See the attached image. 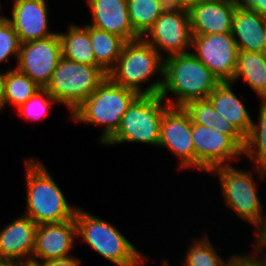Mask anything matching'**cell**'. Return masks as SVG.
<instances>
[{
  "instance_id": "6da1fadb",
  "label": "cell",
  "mask_w": 266,
  "mask_h": 266,
  "mask_svg": "<svg viewBox=\"0 0 266 266\" xmlns=\"http://www.w3.org/2000/svg\"><path fill=\"white\" fill-rule=\"evenodd\" d=\"M219 83L190 51L164 59V81L160 95L169 106L183 107L188 102L208 98ZM170 93L175 98H168Z\"/></svg>"
},
{
  "instance_id": "7a4b0ae2",
  "label": "cell",
  "mask_w": 266,
  "mask_h": 266,
  "mask_svg": "<svg viewBox=\"0 0 266 266\" xmlns=\"http://www.w3.org/2000/svg\"><path fill=\"white\" fill-rule=\"evenodd\" d=\"M27 208L24 215L37 225L61 223L75 218L78 207L68 203L43 162L25 159Z\"/></svg>"
},
{
  "instance_id": "3957f363",
  "label": "cell",
  "mask_w": 266,
  "mask_h": 266,
  "mask_svg": "<svg viewBox=\"0 0 266 266\" xmlns=\"http://www.w3.org/2000/svg\"><path fill=\"white\" fill-rule=\"evenodd\" d=\"M153 75H160L162 79L157 78L148 87L142 88L141 84L150 81ZM108 77L139 95H160L164 81V58L142 38L126 42Z\"/></svg>"
},
{
  "instance_id": "277c9868",
  "label": "cell",
  "mask_w": 266,
  "mask_h": 266,
  "mask_svg": "<svg viewBox=\"0 0 266 266\" xmlns=\"http://www.w3.org/2000/svg\"><path fill=\"white\" fill-rule=\"evenodd\" d=\"M139 94L119 86L108 76L98 88L70 114L76 122L103 127L99 141L104 144L118 129L122 116Z\"/></svg>"
},
{
  "instance_id": "5b68a950",
  "label": "cell",
  "mask_w": 266,
  "mask_h": 266,
  "mask_svg": "<svg viewBox=\"0 0 266 266\" xmlns=\"http://www.w3.org/2000/svg\"><path fill=\"white\" fill-rule=\"evenodd\" d=\"M77 238L115 266H143L148 260L116 227L78 207ZM144 255V256H143Z\"/></svg>"
},
{
  "instance_id": "8992f818",
  "label": "cell",
  "mask_w": 266,
  "mask_h": 266,
  "mask_svg": "<svg viewBox=\"0 0 266 266\" xmlns=\"http://www.w3.org/2000/svg\"><path fill=\"white\" fill-rule=\"evenodd\" d=\"M168 106L161 95H139L122 116L117 131L104 145L137 142L158 147L161 121Z\"/></svg>"
},
{
  "instance_id": "52a82bcc",
  "label": "cell",
  "mask_w": 266,
  "mask_h": 266,
  "mask_svg": "<svg viewBox=\"0 0 266 266\" xmlns=\"http://www.w3.org/2000/svg\"><path fill=\"white\" fill-rule=\"evenodd\" d=\"M107 76L99 66L61 57L45 89L59 104L65 105L71 114Z\"/></svg>"
},
{
  "instance_id": "ba28073f",
  "label": "cell",
  "mask_w": 266,
  "mask_h": 266,
  "mask_svg": "<svg viewBox=\"0 0 266 266\" xmlns=\"http://www.w3.org/2000/svg\"><path fill=\"white\" fill-rule=\"evenodd\" d=\"M209 173L217 174L226 205L241 220L255 226L263 215V206L252 171L226 165L214 168Z\"/></svg>"
},
{
  "instance_id": "9c48e42d",
  "label": "cell",
  "mask_w": 266,
  "mask_h": 266,
  "mask_svg": "<svg viewBox=\"0 0 266 266\" xmlns=\"http://www.w3.org/2000/svg\"><path fill=\"white\" fill-rule=\"evenodd\" d=\"M192 36L193 54L220 82H232L239 53L232 32Z\"/></svg>"
},
{
  "instance_id": "30bf717a",
  "label": "cell",
  "mask_w": 266,
  "mask_h": 266,
  "mask_svg": "<svg viewBox=\"0 0 266 266\" xmlns=\"http://www.w3.org/2000/svg\"><path fill=\"white\" fill-rule=\"evenodd\" d=\"M195 169L210 172L241 159L243 148L231 137L211 128L192 123ZM228 161V162H227Z\"/></svg>"
},
{
  "instance_id": "8fae6325",
  "label": "cell",
  "mask_w": 266,
  "mask_h": 266,
  "mask_svg": "<svg viewBox=\"0 0 266 266\" xmlns=\"http://www.w3.org/2000/svg\"><path fill=\"white\" fill-rule=\"evenodd\" d=\"M62 57L59 32L46 38L21 43L16 69L45 88Z\"/></svg>"
},
{
  "instance_id": "7c38bea8",
  "label": "cell",
  "mask_w": 266,
  "mask_h": 266,
  "mask_svg": "<svg viewBox=\"0 0 266 266\" xmlns=\"http://www.w3.org/2000/svg\"><path fill=\"white\" fill-rule=\"evenodd\" d=\"M192 37L189 11L186 9L178 14L162 13L142 39L165 59L190 52ZM161 50L166 52V56Z\"/></svg>"
},
{
  "instance_id": "4fadbf2b",
  "label": "cell",
  "mask_w": 266,
  "mask_h": 266,
  "mask_svg": "<svg viewBox=\"0 0 266 266\" xmlns=\"http://www.w3.org/2000/svg\"><path fill=\"white\" fill-rule=\"evenodd\" d=\"M158 146L168 149L177 156L180 168H195L192 121L183 107L168 106L165 109Z\"/></svg>"
},
{
  "instance_id": "5bb4252c",
  "label": "cell",
  "mask_w": 266,
  "mask_h": 266,
  "mask_svg": "<svg viewBox=\"0 0 266 266\" xmlns=\"http://www.w3.org/2000/svg\"><path fill=\"white\" fill-rule=\"evenodd\" d=\"M75 218L61 222L38 225L32 262L61 259L72 256L77 239Z\"/></svg>"
},
{
  "instance_id": "9a60e30c",
  "label": "cell",
  "mask_w": 266,
  "mask_h": 266,
  "mask_svg": "<svg viewBox=\"0 0 266 266\" xmlns=\"http://www.w3.org/2000/svg\"><path fill=\"white\" fill-rule=\"evenodd\" d=\"M11 17L6 19L25 43L49 37L57 32L49 30L46 0H13Z\"/></svg>"
},
{
  "instance_id": "2e32d148",
  "label": "cell",
  "mask_w": 266,
  "mask_h": 266,
  "mask_svg": "<svg viewBox=\"0 0 266 266\" xmlns=\"http://www.w3.org/2000/svg\"><path fill=\"white\" fill-rule=\"evenodd\" d=\"M37 224L26 215L18 217L0 230V260L22 264L32 262Z\"/></svg>"
},
{
  "instance_id": "e0dca14e",
  "label": "cell",
  "mask_w": 266,
  "mask_h": 266,
  "mask_svg": "<svg viewBox=\"0 0 266 266\" xmlns=\"http://www.w3.org/2000/svg\"><path fill=\"white\" fill-rule=\"evenodd\" d=\"M236 7L230 0H204L189 11L192 35H209L232 31Z\"/></svg>"
},
{
  "instance_id": "ac0fdd59",
  "label": "cell",
  "mask_w": 266,
  "mask_h": 266,
  "mask_svg": "<svg viewBox=\"0 0 266 266\" xmlns=\"http://www.w3.org/2000/svg\"><path fill=\"white\" fill-rule=\"evenodd\" d=\"M92 14L89 26L107 31L126 42L140 37L133 30L128 14L127 0H86Z\"/></svg>"
},
{
  "instance_id": "d6986e66",
  "label": "cell",
  "mask_w": 266,
  "mask_h": 266,
  "mask_svg": "<svg viewBox=\"0 0 266 266\" xmlns=\"http://www.w3.org/2000/svg\"><path fill=\"white\" fill-rule=\"evenodd\" d=\"M231 32L239 50L266 53V19L257 12L236 8Z\"/></svg>"
},
{
  "instance_id": "ffe728a7",
  "label": "cell",
  "mask_w": 266,
  "mask_h": 266,
  "mask_svg": "<svg viewBox=\"0 0 266 266\" xmlns=\"http://www.w3.org/2000/svg\"><path fill=\"white\" fill-rule=\"evenodd\" d=\"M232 82H220L208 96L215 110L246 138L251 130L252 118L244 101L236 96Z\"/></svg>"
},
{
  "instance_id": "44dd1931",
  "label": "cell",
  "mask_w": 266,
  "mask_h": 266,
  "mask_svg": "<svg viewBox=\"0 0 266 266\" xmlns=\"http://www.w3.org/2000/svg\"><path fill=\"white\" fill-rule=\"evenodd\" d=\"M183 108L188 112L192 123L211 127L231 136L244 149L246 138L215 110L208 98L188 102Z\"/></svg>"
},
{
  "instance_id": "7402d4cb",
  "label": "cell",
  "mask_w": 266,
  "mask_h": 266,
  "mask_svg": "<svg viewBox=\"0 0 266 266\" xmlns=\"http://www.w3.org/2000/svg\"><path fill=\"white\" fill-rule=\"evenodd\" d=\"M241 77L261 98L260 101H266V53L239 50L232 83Z\"/></svg>"
},
{
  "instance_id": "603a6c76",
  "label": "cell",
  "mask_w": 266,
  "mask_h": 266,
  "mask_svg": "<svg viewBox=\"0 0 266 266\" xmlns=\"http://www.w3.org/2000/svg\"><path fill=\"white\" fill-rule=\"evenodd\" d=\"M86 25V26H85ZM71 24L64 33H59L62 57L88 65H95V55L90 40V26Z\"/></svg>"
},
{
  "instance_id": "cb8c5ba5",
  "label": "cell",
  "mask_w": 266,
  "mask_h": 266,
  "mask_svg": "<svg viewBox=\"0 0 266 266\" xmlns=\"http://www.w3.org/2000/svg\"><path fill=\"white\" fill-rule=\"evenodd\" d=\"M90 40L95 55V66L109 73L117 63L126 41L112 33L90 26Z\"/></svg>"
},
{
  "instance_id": "d4e9b609",
  "label": "cell",
  "mask_w": 266,
  "mask_h": 266,
  "mask_svg": "<svg viewBox=\"0 0 266 266\" xmlns=\"http://www.w3.org/2000/svg\"><path fill=\"white\" fill-rule=\"evenodd\" d=\"M258 122H252L249 135L246 137L243 155L253 161L258 173V180L266 177V101H261Z\"/></svg>"
},
{
  "instance_id": "484cf974",
  "label": "cell",
  "mask_w": 266,
  "mask_h": 266,
  "mask_svg": "<svg viewBox=\"0 0 266 266\" xmlns=\"http://www.w3.org/2000/svg\"><path fill=\"white\" fill-rule=\"evenodd\" d=\"M40 89L29 76L16 68H9L6 72L4 107L13 104L19 108Z\"/></svg>"
},
{
  "instance_id": "4316f807",
  "label": "cell",
  "mask_w": 266,
  "mask_h": 266,
  "mask_svg": "<svg viewBox=\"0 0 266 266\" xmlns=\"http://www.w3.org/2000/svg\"><path fill=\"white\" fill-rule=\"evenodd\" d=\"M127 8L131 26L140 38L162 14L157 0H127Z\"/></svg>"
},
{
  "instance_id": "83f0119b",
  "label": "cell",
  "mask_w": 266,
  "mask_h": 266,
  "mask_svg": "<svg viewBox=\"0 0 266 266\" xmlns=\"http://www.w3.org/2000/svg\"><path fill=\"white\" fill-rule=\"evenodd\" d=\"M188 248L183 266H230L231 260L235 256H229L226 261L222 259L208 239V235L200 239L196 238Z\"/></svg>"
},
{
  "instance_id": "f1b7e54d",
  "label": "cell",
  "mask_w": 266,
  "mask_h": 266,
  "mask_svg": "<svg viewBox=\"0 0 266 266\" xmlns=\"http://www.w3.org/2000/svg\"><path fill=\"white\" fill-rule=\"evenodd\" d=\"M57 103L45 88H41L18 108V113L25 119L39 121L47 117L51 106Z\"/></svg>"
},
{
  "instance_id": "f546056e",
  "label": "cell",
  "mask_w": 266,
  "mask_h": 266,
  "mask_svg": "<svg viewBox=\"0 0 266 266\" xmlns=\"http://www.w3.org/2000/svg\"><path fill=\"white\" fill-rule=\"evenodd\" d=\"M21 42L6 16L0 15V63L8 62L15 55L18 60Z\"/></svg>"
},
{
  "instance_id": "4dcf8cb0",
  "label": "cell",
  "mask_w": 266,
  "mask_h": 266,
  "mask_svg": "<svg viewBox=\"0 0 266 266\" xmlns=\"http://www.w3.org/2000/svg\"><path fill=\"white\" fill-rule=\"evenodd\" d=\"M257 228L255 249H266V215H262L259 222L254 226Z\"/></svg>"
},
{
  "instance_id": "1f68e13d",
  "label": "cell",
  "mask_w": 266,
  "mask_h": 266,
  "mask_svg": "<svg viewBox=\"0 0 266 266\" xmlns=\"http://www.w3.org/2000/svg\"><path fill=\"white\" fill-rule=\"evenodd\" d=\"M81 261L77 257H66L61 259H53L47 261H37L35 266H80Z\"/></svg>"
},
{
  "instance_id": "d6a6232c",
  "label": "cell",
  "mask_w": 266,
  "mask_h": 266,
  "mask_svg": "<svg viewBox=\"0 0 266 266\" xmlns=\"http://www.w3.org/2000/svg\"><path fill=\"white\" fill-rule=\"evenodd\" d=\"M157 4L162 13L178 14L186 10L179 0H157Z\"/></svg>"
},
{
  "instance_id": "836d02e7",
  "label": "cell",
  "mask_w": 266,
  "mask_h": 266,
  "mask_svg": "<svg viewBox=\"0 0 266 266\" xmlns=\"http://www.w3.org/2000/svg\"><path fill=\"white\" fill-rule=\"evenodd\" d=\"M236 8L253 10L256 0H230Z\"/></svg>"
},
{
  "instance_id": "e575fe53",
  "label": "cell",
  "mask_w": 266,
  "mask_h": 266,
  "mask_svg": "<svg viewBox=\"0 0 266 266\" xmlns=\"http://www.w3.org/2000/svg\"><path fill=\"white\" fill-rule=\"evenodd\" d=\"M6 72H0V110L4 109Z\"/></svg>"
},
{
  "instance_id": "d590c367",
  "label": "cell",
  "mask_w": 266,
  "mask_h": 266,
  "mask_svg": "<svg viewBox=\"0 0 266 266\" xmlns=\"http://www.w3.org/2000/svg\"><path fill=\"white\" fill-rule=\"evenodd\" d=\"M252 251H254V254L252 256L260 263V265L266 266V249H252ZM257 254H261L262 256L260 255L258 257Z\"/></svg>"
},
{
  "instance_id": "8d00e7d4",
  "label": "cell",
  "mask_w": 266,
  "mask_h": 266,
  "mask_svg": "<svg viewBox=\"0 0 266 266\" xmlns=\"http://www.w3.org/2000/svg\"><path fill=\"white\" fill-rule=\"evenodd\" d=\"M253 11L257 12L266 19V0H256V7Z\"/></svg>"
},
{
  "instance_id": "74e56055",
  "label": "cell",
  "mask_w": 266,
  "mask_h": 266,
  "mask_svg": "<svg viewBox=\"0 0 266 266\" xmlns=\"http://www.w3.org/2000/svg\"><path fill=\"white\" fill-rule=\"evenodd\" d=\"M204 0H179V2L183 5V7L189 10L195 4H198Z\"/></svg>"
},
{
  "instance_id": "f35d334b",
  "label": "cell",
  "mask_w": 266,
  "mask_h": 266,
  "mask_svg": "<svg viewBox=\"0 0 266 266\" xmlns=\"http://www.w3.org/2000/svg\"><path fill=\"white\" fill-rule=\"evenodd\" d=\"M0 266H22V263L14 260H0Z\"/></svg>"
},
{
  "instance_id": "ab89813d",
  "label": "cell",
  "mask_w": 266,
  "mask_h": 266,
  "mask_svg": "<svg viewBox=\"0 0 266 266\" xmlns=\"http://www.w3.org/2000/svg\"><path fill=\"white\" fill-rule=\"evenodd\" d=\"M161 266H169L168 262L167 261H163V263L161 264Z\"/></svg>"
},
{
  "instance_id": "60d3db41",
  "label": "cell",
  "mask_w": 266,
  "mask_h": 266,
  "mask_svg": "<svg viewBox=\"0 0 266 266\" xmlns=\"http://www.w3.org/2000/svg\"><path fill=\"white\" fill-rule=\"evenodd\" d=\"M22 266H35L34 264H31V263H29V264H22Z\"/></svg>"
}]
</instances>
